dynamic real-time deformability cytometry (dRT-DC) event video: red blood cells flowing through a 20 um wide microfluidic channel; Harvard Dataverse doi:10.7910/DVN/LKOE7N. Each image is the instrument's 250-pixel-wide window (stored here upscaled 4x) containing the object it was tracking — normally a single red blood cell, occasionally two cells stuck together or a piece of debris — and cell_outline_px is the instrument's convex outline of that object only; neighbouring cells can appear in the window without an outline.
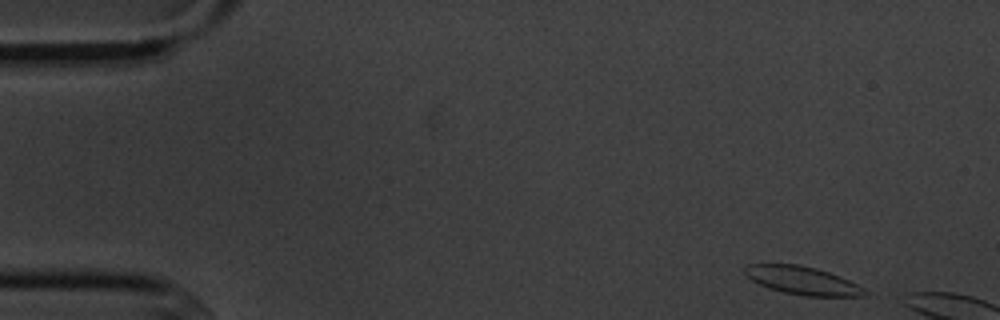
{"species": "common noctule bat (a hibernating species)", "species_latin": "Nyctalus noctula", "temperature_condition": "cold", "stored_images_in_passage": 3, "camera_frame_rate_fps": 3000, "um_per_image_px": 0.085, "animal": {"sex": "male", "body_mass_g": 20.1, "forearm_length_mm": 53.5}, "frame": {"image": 1, "passage_image": 1, "time_ms": 0.0, "image_size_px": [1000, 320], "cell_outline_px": [[872, 292], [864, 296], [804, 296], [784, 292], [760, 284], [752, 280], [744, 272], [744, 268], [748, 264], [800, 264], [816, 268], [840, 276]], "centroid_in_image_um": [68.26, 23.84], "position_along_channel_um": 16.7, "area_um2": 19.54}}